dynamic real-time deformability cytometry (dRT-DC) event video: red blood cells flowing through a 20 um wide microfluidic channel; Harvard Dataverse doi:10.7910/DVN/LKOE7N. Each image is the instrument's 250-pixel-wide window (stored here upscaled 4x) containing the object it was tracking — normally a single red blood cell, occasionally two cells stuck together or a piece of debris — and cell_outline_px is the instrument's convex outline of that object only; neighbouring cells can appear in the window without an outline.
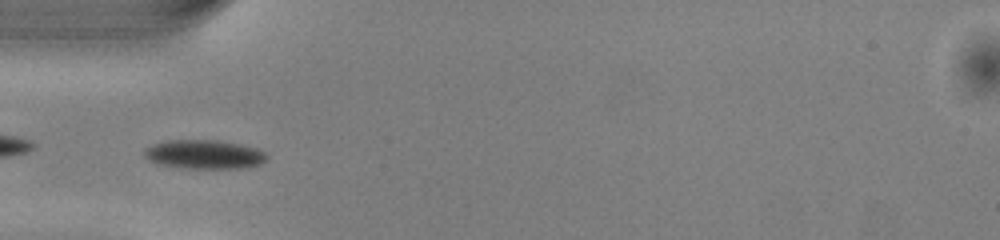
{"species": "common noctule bat (a hibernating species)", "species_latin": "Nyctalus noctula", "temperature_condition": "warm", "stored_images_in_passage": 42, "camera_frame_rate_fps": 3000, "um_per_image_px": 0.085, "animal": {"sex": "male", "body_mass_g": 13.0, "forearm_length_mm": 53.1}, "frame": {"image": 1, "passage_image": 8, "time_ms": 2.333, "image_size_px": [1000, 240], "cell_outline_px": [[268, 156], [260, 164], [244, 168], [180, 168], [160, 164], [148, 160], [144, 156], [144, 148], [152, 144], [168, 140], [216, 140], [256, 148], [264, 152]], "centroid_in_image_um": [17.31, 13.13], "position_along_channel_um": 67.7, "area_um2": 20.58}}
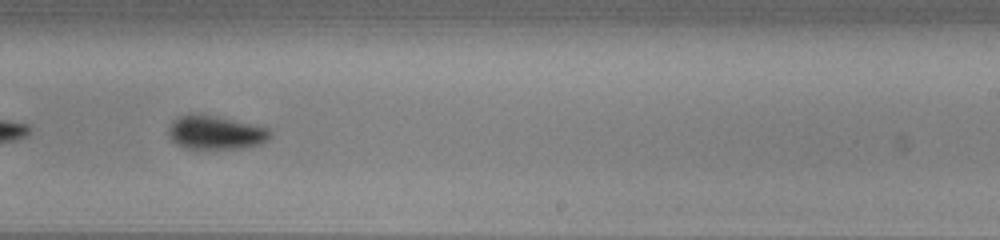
{"frame": {"image": 2, "passage_image": 23, "time_ms": 7.333, "image_size_px": [1000, 240], "cell_outline_px": [[272, 136], [268, 140], [260, 144], [244, 148], [184, 148], [176, 144], [168, 136], [168, 128], [172, 120], [176, 116], [192, 112], [200, 112], [268, 128], [272, 132]], "centroid_in_image_um": [18.28, 11.23], "position_along_channel_um": 270.7, "area_um2": 20.4}}
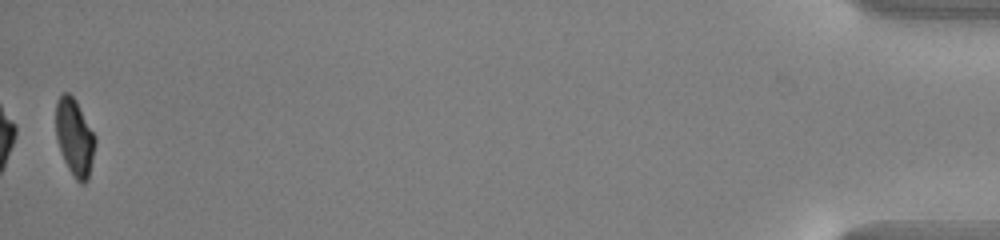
{"frame": {"image": 3, "passage_image": 42, "time_ms": 13.667, "image_size_px": [1000, 240], "cell_outline_px": [[96, 140], [88, 180], [84, 184], [80, 184], [76, 180], [68, 168], [64, 160], [56, 136], [56, 100], [64, 92], [68, 92], [76, 100], [96, 136]], "centroid_in_image_um": [6.35, 11.67], "position_along_channel_um": 428.9, "area_um2": 17.63}, "authors_computed_cell_mechanics": {"area_um2": 20.4612, "velocity_mm_per_s": 4.0694, "shape_relaxation_time_tau1_ms": 2.3841, "shape_relaxation_time_tau2_ms": null, "deformation_change_tau1": 0.095, "deformation_change_tau2": null}}